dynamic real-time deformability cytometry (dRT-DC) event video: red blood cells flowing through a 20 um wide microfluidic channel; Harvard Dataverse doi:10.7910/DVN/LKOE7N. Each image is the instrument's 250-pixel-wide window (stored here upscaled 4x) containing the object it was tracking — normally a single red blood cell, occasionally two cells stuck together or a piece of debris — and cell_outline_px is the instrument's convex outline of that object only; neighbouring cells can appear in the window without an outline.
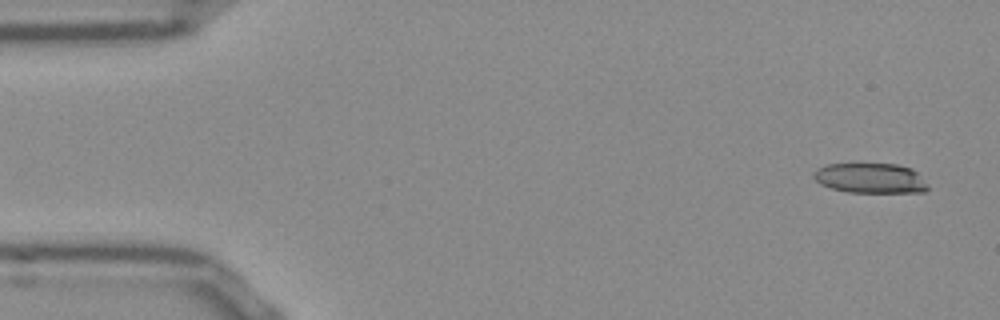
{"species": "Egyptian fruit bat (a non-hibernating species)", "species_latin": "Rousettus aegyptiacus", "temperature_condition": "room temperature", "stored_images_in_passage": 51, "camera_frame_rate_fps": 3000, "um_per_image_px": 0.085, "frame": {"image": 1, "passage_image": 1, "time_ms": 0.0, "image_size_px": [1000, 320], "cell_outline_px": [[928, 188], [924, 192], [848, 192], [832, 188], [820, 184], [812, 176], [812, 172], [816, 168], [828, 164], [896, 164], [912, 168], [928, 184]], "centroid_in_image_um": [73.96, 15.14], "position_along_channel_um": 11.0, "area_um2": 20.0}}
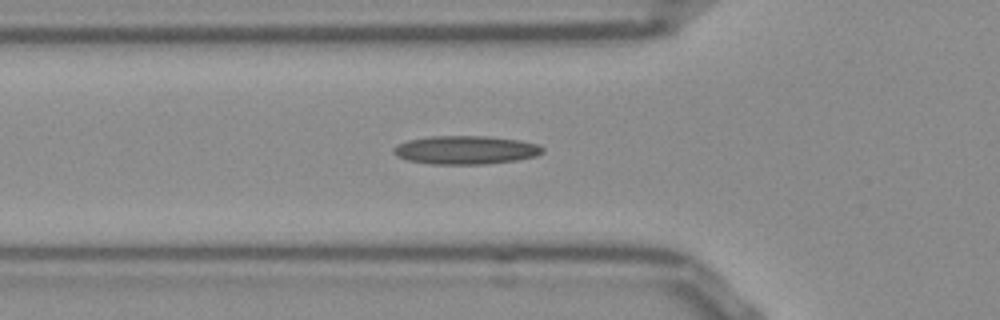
{"frame": {"image": 2, "passage_image": 16, "time_ms": 5.0, "image_size_px": [1000, 320], "cell_outline_px": [[544, 152], [536, 156], [516, 160], [484, 164], [428, 164], [408, 160], [396, 156], [392, 152], [392, 148], [396, 144], [408, 140], [432, 136], [488, 136], [520, 140], [536, 144], [544, 148]], "centroid_in_image_um": [39.55, 12.75], "position_along_channel_um": 86.3, "area_um2": 24.85}}
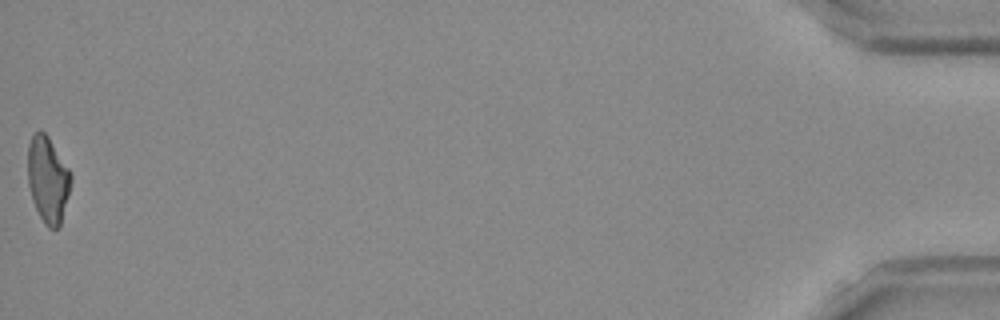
{"frame": {"image": 3, "passage_image": 51, "time_ms": 16.667, "image_size_px": [1000, 320], "cell_outline_px": [[72, 180], [60, 228], [48, 228], [44, 224], [32, 200], [28, 184], [28, 144], [32, 136], [40, 128], [48, 136], [68, 168], [72, 176]], "centroid_in_image_um": [4.07, 15.27], "position_along_channel_um": 431.1, "area_um2": 21.68}, "authors_computed_cell_mechanics": {"area_um2": 22.1374, "velocity_mm_per_s": 3.8491, "shape_relaxation_time_tau1_ms": null, "shape_relaxation_time_tau2_ms": 4.4289, "deformation_change_tau1": null, "deformation_change_tau2": 0.156}}